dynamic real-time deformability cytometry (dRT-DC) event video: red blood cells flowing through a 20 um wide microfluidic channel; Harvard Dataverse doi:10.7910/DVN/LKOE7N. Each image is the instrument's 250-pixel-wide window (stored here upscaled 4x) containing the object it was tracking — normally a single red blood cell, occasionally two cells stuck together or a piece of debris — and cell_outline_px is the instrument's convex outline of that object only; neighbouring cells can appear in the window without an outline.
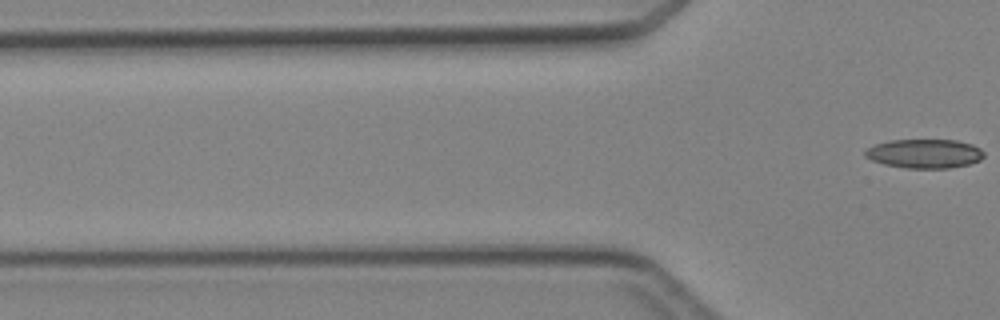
{"species": "Egyptian fruit bat (a non-hibernating species)", "species_latin": "Rousettus aegyptiacus", "temperature_condition": "cold", "stored_images_in_passage": 5, "camera_frame_rate_fps": 3000, "um_per_image_px": 0.085, "animal": {"sex": "female"}, "frame": {"image": 1, "passage_image": 5, "time_ms": 5.667, "image_size_px": [1000, 320], "cell_outline_px": [[984, 156], [980, 160], [968, 164], [948, 168], [908, 168], [884, 164], [872, 160], [864, 156], [864, 152], [868, 148], [876, 144], [892, 140], [956, 140], [972, 144], [980, 148], [984, 152]], "centroid_in_image_um": [78.6, 13.05], "position_along_channel_um": 47.2, "area_um2": 20.0}}